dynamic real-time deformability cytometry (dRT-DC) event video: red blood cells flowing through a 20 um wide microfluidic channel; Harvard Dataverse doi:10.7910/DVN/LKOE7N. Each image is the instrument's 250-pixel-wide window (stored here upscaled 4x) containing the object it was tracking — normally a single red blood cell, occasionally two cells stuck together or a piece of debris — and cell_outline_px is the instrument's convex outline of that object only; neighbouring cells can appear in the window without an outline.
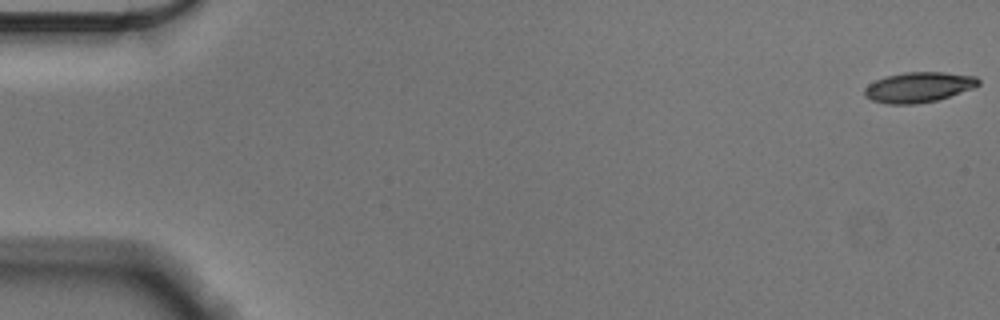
{"species": "Egyptian fruit bat (a non-hibernating species)", "species_latin": "Rousettus aegyptiacus", "temperature_condition": "cold", "stored_images_in_passage": 56, "camera_frame_rate_fps": 3000, "um_per_image_px": 0.085, "animal": {"sex": "male"}, "frame": {"image": 1, "passage_image": 1, "time_ms": 0.0, "image_size_px": [1000, 320], "cell_outline_px": [[980, 84], [972, 88], [936, 100], [912, 104], [884, 104], [872, 100], [864, 96], [864, 88], [868, 84], [876, 80], [888, 76], [904, 72], [944, 72], [976, 76], [980, 80]], "centroid_in_image_um": [78.05, 7.41], "position_along_channel_um": 6.9, "area_um2": 19.94}}
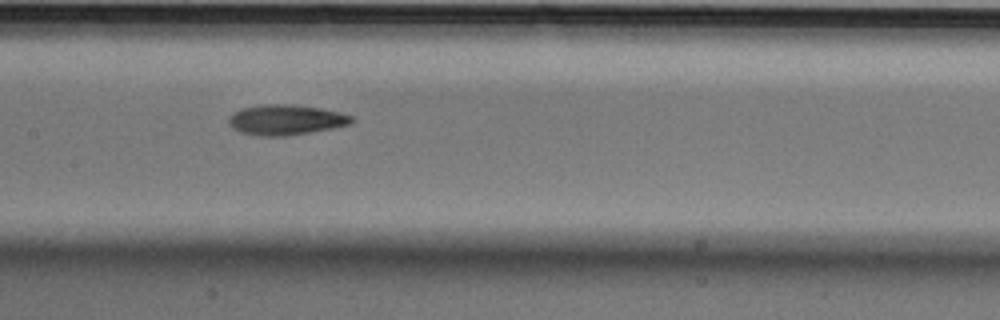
{"frame": {"image": 2, "passage_image": 28, "time_ms": 9.0, "image_size_px": [1000, 320], "cell_outline_px": [[356, 120], [352, 124], [332, 128], [288, 136], [260, 136], [240, 132], [232, 128], [228, 124], [228, 116], [232, 112], [240, 108], [260, 104], [292, 104], [320, 108], [352, 116]], "centroid_in_image_um": [24.25, 10.18], "position_along_channel_um": 183.2, "area_um2": 21.96}}
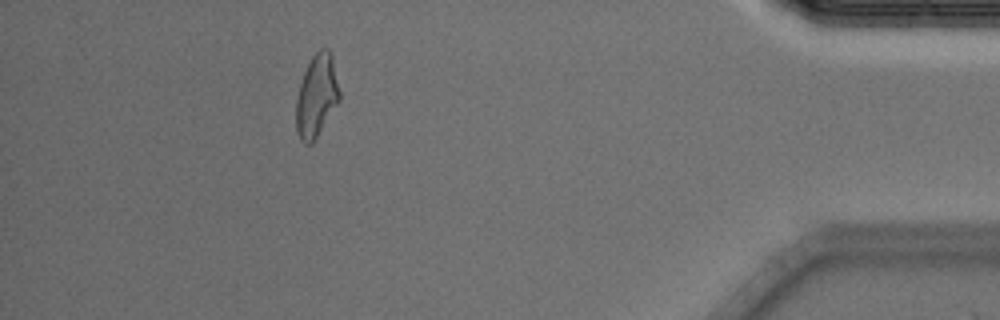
{"frame": {"image": 3, "passage_image": 51, "time_ms": 16.667, "image_size_px": [1000, 320], "cell_outline_px": [[340, 100], [312, 144], [304, 144], [300, 140], [296, 132], [296, 100], [300, 84], [304, 72], [312, 56], [320, 48], [328, 48], [332, 56], [340, 92]], "centroid_in_image_um": [26.91, 8.17], "position_along_channel_um": 408.3, "area_um2": 20.87}, "authors_computed_cell_mechanics": {"area_um2": 20.7791, "velocity_mm_per_s": 3.5943, "shape_relaxation_time_tau1_ms": 5.744, "shape_relaxation_time_tau2_ms": 4.5834, "deformation_change_tau1": 0.1956, "deformation_change_tau2": 0.1278}}